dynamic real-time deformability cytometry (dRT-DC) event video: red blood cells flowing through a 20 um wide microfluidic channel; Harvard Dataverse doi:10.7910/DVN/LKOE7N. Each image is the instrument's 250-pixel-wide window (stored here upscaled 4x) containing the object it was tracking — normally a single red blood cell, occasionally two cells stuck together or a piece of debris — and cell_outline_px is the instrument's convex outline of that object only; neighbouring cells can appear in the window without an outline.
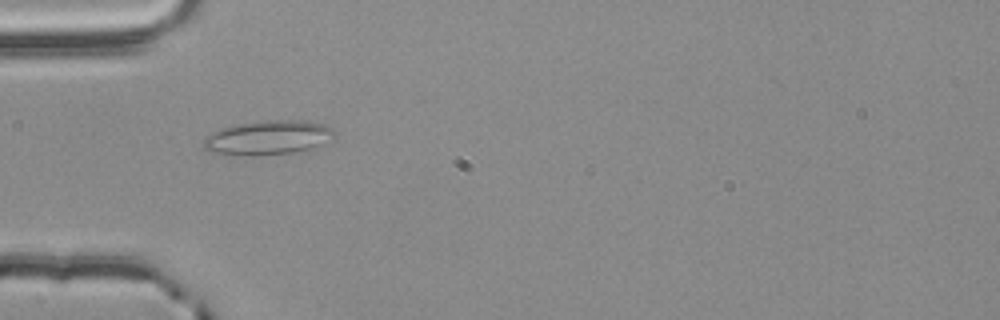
{"species": "common noctule bat (a hibernating species)", "species_latin": "Nyctalus noctula", "temperature_condition": "room temperature", "stored_images_in_passage": 1, "camera_frame_rate_fps": 3000, "um_per_image_px": 0.085, "animal": {"sex": "male", "body_mass_g": 20.4}, "frame": {"image": 1, "passage_image": 1, "time_ms": 0.0, "image_size_px": [1000, 320], "cell_outline_px": [[336, 136], [320, 144], [308, 148], [292, 152], [212, 152], [204, 148], [204, 140], [212, 132], [220, 128], [240, 124], [264, 120], [304, 120], [324, 124], [332, 128], [336, 132]], "centroid_in_image_um": [22.86, 11.62], "position_along_channel_um": 62.1, "area_um2": 24.62}}